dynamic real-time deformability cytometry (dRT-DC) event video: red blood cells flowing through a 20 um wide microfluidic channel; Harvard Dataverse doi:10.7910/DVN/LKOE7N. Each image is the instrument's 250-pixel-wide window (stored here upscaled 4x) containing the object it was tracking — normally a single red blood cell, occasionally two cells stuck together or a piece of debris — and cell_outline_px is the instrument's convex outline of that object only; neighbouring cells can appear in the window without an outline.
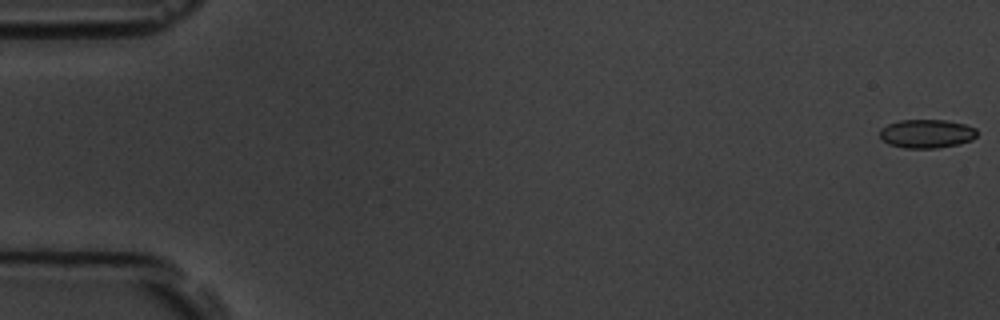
{"species": "common noctule bat (a hibernating species)", "species_latin": "Nyctalus noctula", "temperature_condition": "room temperature", "stored_images_in_passage": 12, "camera_frame_rate_fps": 3000, "um_per_image_px": 0.085, "animal": {"sex": "male", "body_mass_g": 19.5, "forearm_length_mm": 54.6}, "frame": {"image": 1, "passage_image": 1, "time_ms": 0.0, "image_size_px": [1000, 320], "cell_outline_px": [[976, 136], [972, 140], [960, 144], [936, 148], [904, 148], [888, 144], [880, 136], [880, 128], [888, 124], [900, 120], [948, 120], [964, 124], [976, 128]], "centroid_in_image_um": [78.77, 11.36], "position_along_channel_um": 6.2, "area_um2": 16.3}}
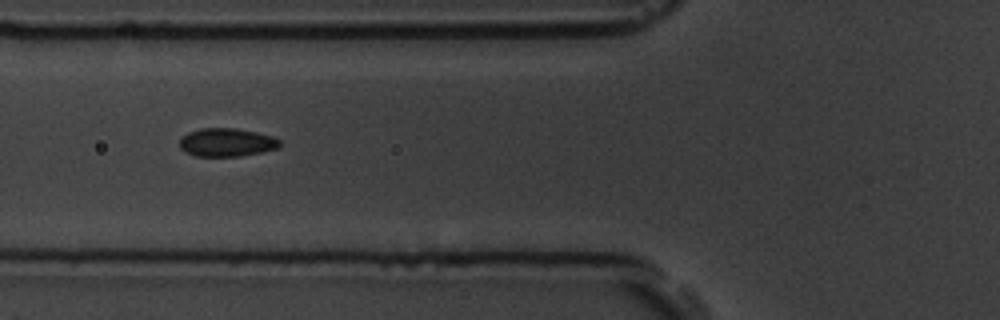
{"frame": {"image": 2, "passage_image": 7, "time_ms": 6.667, "image_size_px": [1000, 320], "cell_outline_px": [[280, 148], [240, 156], [196, 156], [184, 152], [180, 148], [180, 140], [188, 132], [200, 128], [236, 128], [256, 132], [272, 136], [280, 140]], "centroid_in_image_um": [19.27, 12.1], "position_along_channel_um": 106.5, "area_um2": 16.53}}
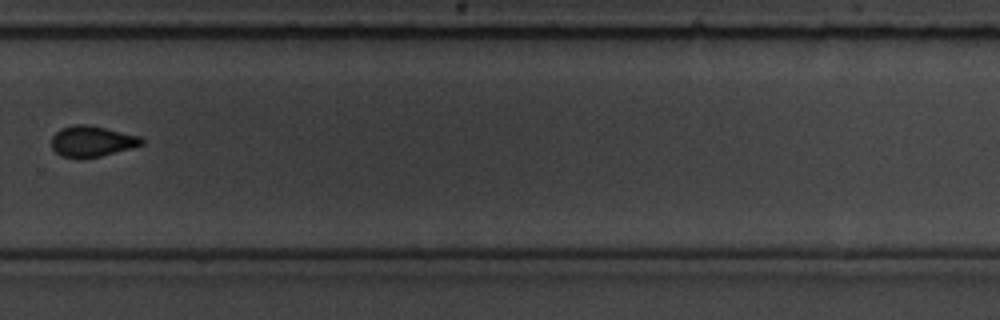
{"frame": {"image": 3, "passage_image": 12, "time_ms": 12.333, "image_size_px": [1000, 320], "cell_outline_px": [[144, 144], [132, 148], [84, 160], [76, 160], [60, 156], [52, 148], [52, 136], [60, 128], [76, 124], [88, 124], [140, 136], [144, 140]], "centroid_in_image_um": [7.79, 12.04], "position_along_channel_um": 322.0, "area_um2": 16.59}}